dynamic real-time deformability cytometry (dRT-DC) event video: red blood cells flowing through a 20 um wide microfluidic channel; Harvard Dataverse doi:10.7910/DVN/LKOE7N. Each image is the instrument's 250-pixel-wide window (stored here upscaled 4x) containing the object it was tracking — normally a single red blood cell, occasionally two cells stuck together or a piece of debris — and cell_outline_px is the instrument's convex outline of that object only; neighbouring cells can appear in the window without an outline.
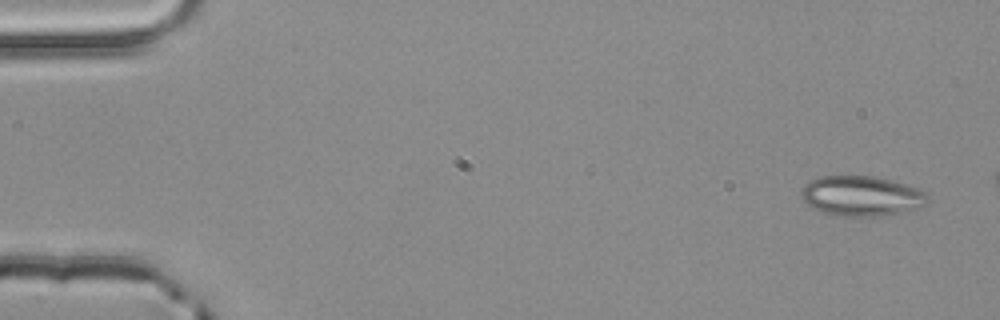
{"species": "common noctule bat (a hibernating species)", "species_latin": "Nyctalus noctula", "temperature_condition": "room temperature", "stored_images_in_passage": 4, "camera_frame_rate_fps": 3000, "um_per_image_px": 0.085, "animal": {"sex": "male", "body_mass_g": 20.4}, "frame": {"image": 1, "passage_image": 1, "time_ms": 0.0, "image_size_px": [1000, 320], "cell_outline_px": [[928, 200], [920, 208], [904, 212], [876, 216], [840, 216], [824, 212], [812, 208], [800, 196], [800, 192], [804, 184], [808, 180], [820, 176], [872, 176], [904, 184], [928, 192]], "centroid_in_image_um": [73.2, 16.66], "position_along_channel_um": 11.8, "area_um2": 29.54}}